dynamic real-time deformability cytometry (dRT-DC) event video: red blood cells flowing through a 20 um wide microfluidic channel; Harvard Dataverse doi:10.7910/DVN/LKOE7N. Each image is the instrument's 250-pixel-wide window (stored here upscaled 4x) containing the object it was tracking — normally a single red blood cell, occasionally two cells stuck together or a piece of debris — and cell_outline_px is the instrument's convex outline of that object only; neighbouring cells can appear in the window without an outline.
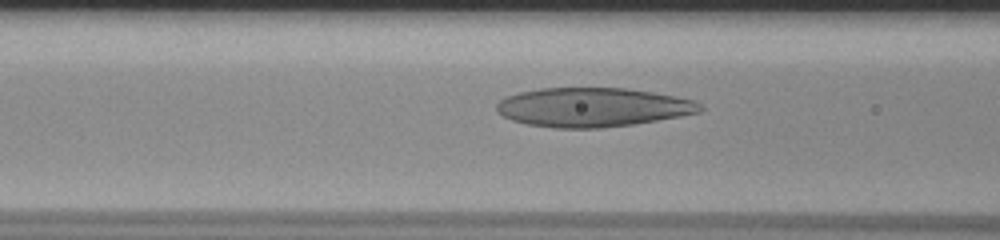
{"species": "human", "species_latin": "Homo sapiens", "temperature_condition": "room temperature", "stored_images_in_passage": 47, "camera_frame_rate_fps": 3000, "um_per_image_px": 0.085, "donor": {"sex": "male"}, "frame": {"image": 1, "passage_image": 14, "time_ms": 4.333, "image_size_px": [1000, 240], "cell_outline_px": [[704, 108], [700, 112], [680, 116], [632, 124], [604, 128], [556, 128], [528, 124], [512, 120], [496, 112], [496, 104], [500, 100], [508, 96], [520, 92], [540, 88], [624, 88], [652, 92], [696, 100]], "centroid_in_image_um": [50.37, 9.12], "position_along_channel_um": 116.2, "area_um2": 46.24}}
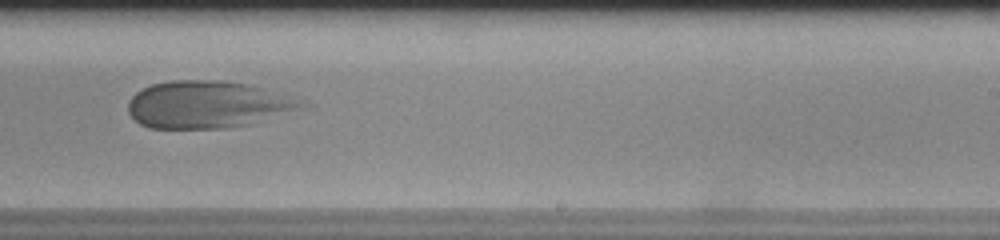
{"frame": {"image": 2, "passage_image": 27, "time_ms": 8.667, "image_size_px": [1000, 240], "cell_outline_px": [[300, 104], [296, 108], [248, 124], [232, 128], [148, 128], [140, 124], [128, 112], [128, 100], [136, 92], [152, 84], [168, 80], [220, 80], [248, 84], [264, 88]], "centroid_in_image_um": [17.41, 8.88], "position_along_channel_um": 271.6, "area_um2": 46.3}}
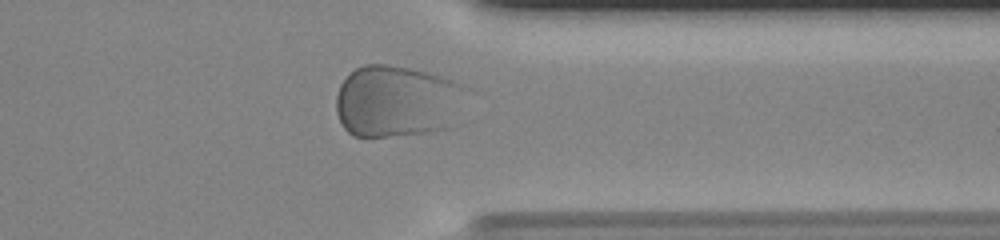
{"frame": {"image": 3, "passage_image": 36, "time_ms": 11.667, "image_size_px": [1000, 240], "cell_outline_px": [[460, 88], [448, 128], [428, 132], [388, 136], [352, 136], [344, 128], [336, 112], [336, 96], [340, 84], [356, 68], [364, 64], [388, 64], [412, 68], [428, 72], [452, 80], [460, 84]], "centroid_in_image_um": [33.56, 8.59], "position_along_channel_um": 377.8, "area_um2": 53.06}}